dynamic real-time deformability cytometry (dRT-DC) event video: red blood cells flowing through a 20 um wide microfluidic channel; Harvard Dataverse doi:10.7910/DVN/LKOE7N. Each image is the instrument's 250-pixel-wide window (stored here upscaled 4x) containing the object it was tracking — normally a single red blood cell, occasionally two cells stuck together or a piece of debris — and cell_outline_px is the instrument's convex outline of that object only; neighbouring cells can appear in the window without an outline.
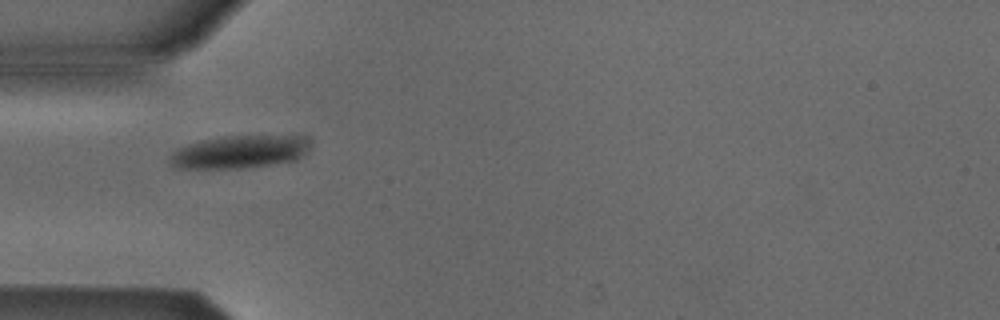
{"species": "Egyptian fruit bat (a non-hibernating species)", "species_latin": "Rousettus aegyptiacus", "temperature_condition": "cold", "stored_images_in_passage": 2, "camera_frame_rate_fps": 3000, "um_per_image_px": 0.085, "animal": {"sex": "male"}, "frame": {"image": 1, "passage_image": 1, "time_ms": 0.0, "image_size_px": [1000, 320], "cell_outline_px": [[304, 144], [296, 160], [244, 168], [172, 168], [168, 160], [172, 152], [176, 148], [200, 140], [220, 136], [304, 136]], "centroid_in_image_um": [20.14, 12.92], "position_along_channel_um": 64.9, "area_um2": 26.24}}
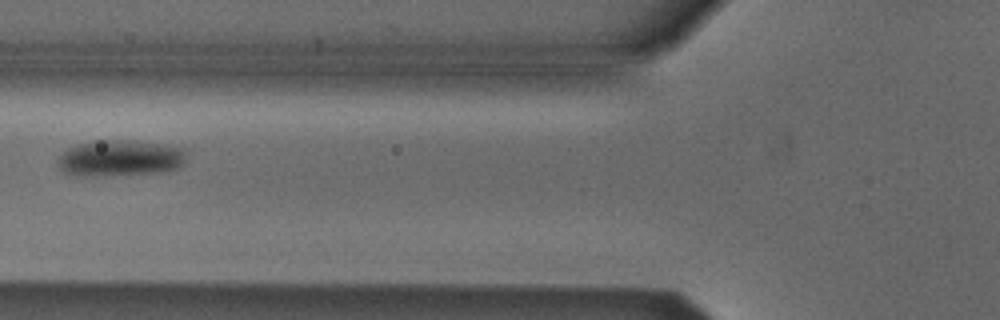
{"frame": {"image": 2, "passage_image": 2, "time_ms": 1.333, "image_size_px": [1000, 320], "cell_outline_px": [[188, 152], [184, 160], [176, 168], [156, 172], [92, 176], [64, 172], [60, 168], [60, 156], [68, 148], [76, 144], [96, 140], [136, 140], [164, 144], [188, 148]], "centroid_in_image_um": [10.27, 13.4], "position_along_channel_um": 115.5, "area_um2": 26.88}}